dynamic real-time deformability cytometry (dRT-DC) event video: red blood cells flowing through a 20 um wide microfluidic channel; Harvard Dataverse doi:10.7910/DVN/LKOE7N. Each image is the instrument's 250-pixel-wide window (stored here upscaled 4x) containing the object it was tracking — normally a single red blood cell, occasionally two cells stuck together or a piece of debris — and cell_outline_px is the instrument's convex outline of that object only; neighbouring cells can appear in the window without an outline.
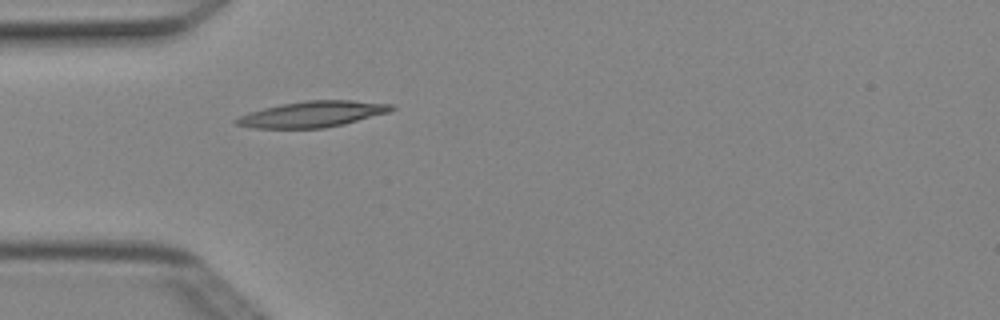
{"species": "Egyptian fruit bat (a non-hibernating species)", "species_latin": "Rousettus aegyptiacus", "temperature_condition": "cold", "stored_images_in_passage": 5, "camera_frame_rate_fps": 3000, "um_per_image_px": 0.085, "animal": {"sex": "female"}, "frame": {"image": 1, "passage_image": 5, "time_ms": 1.333, "image_size_px": [1000, 320], "cell_outline_px": [[396, 108], [388, 112], [344, 124], [324, 128], [252, 128], [232, 124], [232, 120], [248, 112], [280, 104], [304, 100], [352, 100], [392, 104]], "centroid_in_image_um": [26.5, 9.7], "position_along_channel_um": 58.5, "area_um2": 23.58}}